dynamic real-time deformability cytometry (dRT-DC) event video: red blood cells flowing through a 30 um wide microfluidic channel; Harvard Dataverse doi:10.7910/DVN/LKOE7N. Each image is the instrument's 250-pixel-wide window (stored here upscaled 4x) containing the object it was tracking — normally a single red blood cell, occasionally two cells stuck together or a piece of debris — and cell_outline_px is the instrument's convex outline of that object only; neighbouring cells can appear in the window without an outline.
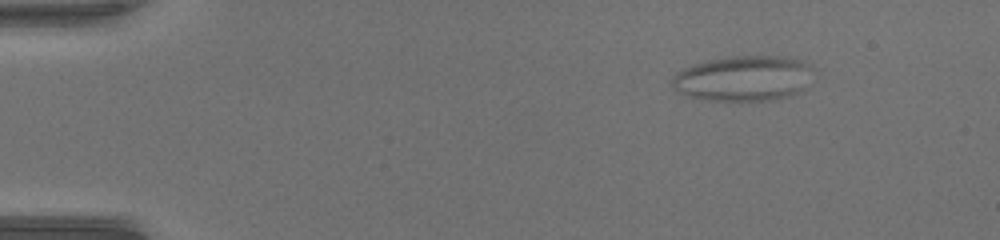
{"species": "common noctule bat (a hibernating species)", "species_latin": "Nyctalus noctula", "temperature_condition": "warm", "stored_images_in_passage": 52, "camera_frame_rate_fps": 3000, "um_per_image_px": 0.085, "animal": {"sex": "female", "body_mass_g": 17.0, "forearm_length_mm": 48.0}, "frame": {"image": 1, "passage_image": 8, "time_ms": 2.333, "image_size_px": [1000, 240], "cell_outline_px": [[808, 64], [804, 88], [788, 96], [772, 100], [700, 100], [688, 96], [672, 88], [672, 76], [684, 68], [696, 64], [712, 60], [736, 56], [780, 56], [804, 60]], "centroid_in_image_um": [63.11, 6.67], "position_along_channel_um": 21.9, "area_um2": 36.47}}
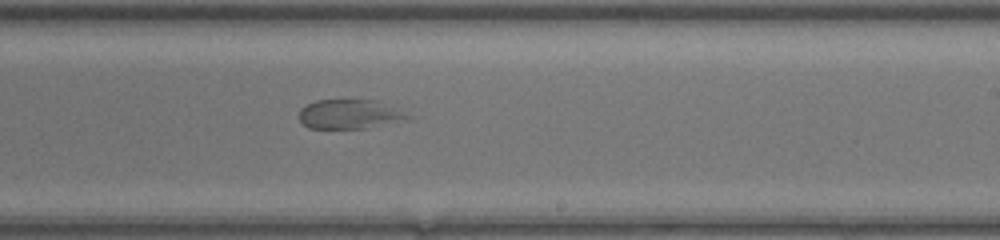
{"frame": {"image": 2, "passage_image": 33, "time_ms": 10.667, "image_size_px": [1000, 240], "cell_outline_px": [[412, 120], [368, 128], [308, 128], [300, 120], [300, 108], [316, 100], [352, 96], [380, 100], [412, 116]], "centroid_in_image_um": [29.8, 9.65], "position_along_channel_um": 259.2, "area_um2": 19.77}}
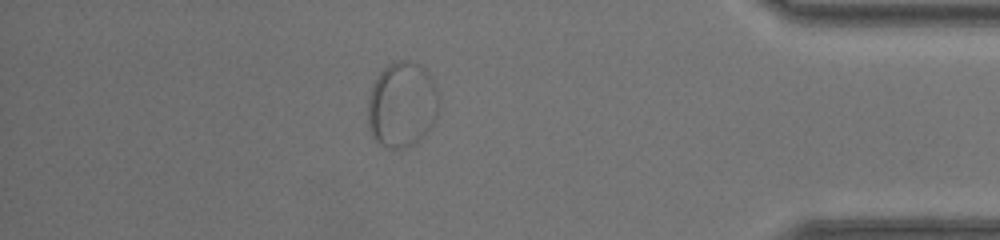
{"frame": {"image": 3, "passage_image": 46, "time_ms": 15.0, "image_size_px": [1000, 240], "cell_outline_px": [[440, 104], [436, 116], [432, 124], [424, 136], [412, 144], [400, 148], [388, 148], [380, 144], [372, 136], [368, 124], [368, 96], [372, 84], [380, 72], [388, 64], [400, 60], [408, 60], [420, 64], [428, 72], [432, 80]], "centroid_in_image_um": [34.15, 8.88], "position_along_channel_um": 401.0, "area_um2": 35.37}}